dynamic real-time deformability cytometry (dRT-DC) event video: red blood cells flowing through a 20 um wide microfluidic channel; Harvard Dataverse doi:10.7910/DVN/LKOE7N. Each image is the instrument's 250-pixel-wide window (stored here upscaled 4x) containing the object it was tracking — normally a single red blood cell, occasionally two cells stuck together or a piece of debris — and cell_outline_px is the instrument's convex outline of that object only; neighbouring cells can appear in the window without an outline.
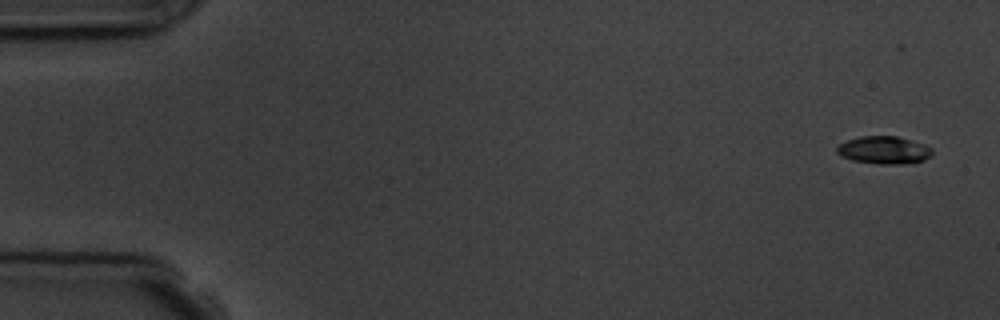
{"species": "common noctule bat (a hibernating species)", "species_latin": "Nyctalus noctula", "temperature_condition": "room temperature", "stored_images_in_passage": 4, "camera_frame_rate_fps": 3000, "um_per_image_px": 0.085, "animal": {"sex": "male", "body_mass_g": 19.5, "forearm_length_mm": 54.6}, "frame": {"image": 1, "passage_image": 1, "time_ms": 0.0, "image_size_px": [1000, 320], "cell_outline_px": [[932, 152], [924, 160], [904, 164], [880, 164], [852, 160], [840, 156], [836, 152], [836, 148], [840, 144], [848, 140], [860, 136], [896, 136], [912, 140], [924, 144], [932, 148]], "centroid_in_image_um": [75.12, 12.75], "position_along_channel_um": 9.9, "area_um2": 15.32}}
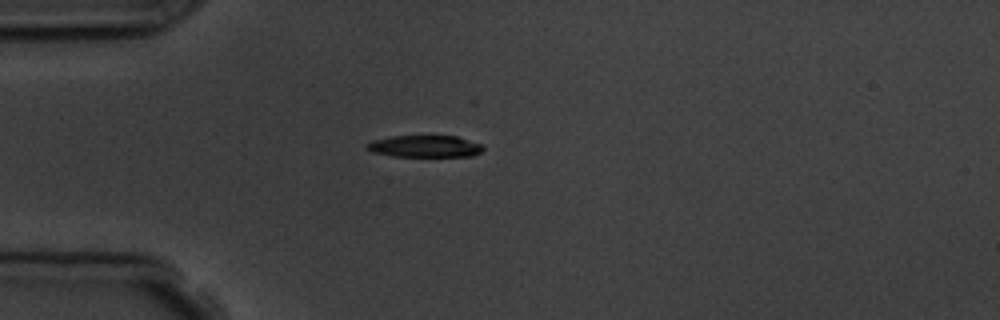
{"frame": {"image": 2, "passage_image": 4, "time_ms": 4.333, "image_size_px": [1000, 320], "cell_outline_px": [[484, 148], [480, 152], [472, 156], [392, 156], [372, 152], [364, 148], [364, 144], [372, 140], [392, 136], [456, 136], [484, 144]], "centroid_in_image_um": [36.09, 12.43], "position_along_channel_um": 48.9, "area_um2": 14.97}}